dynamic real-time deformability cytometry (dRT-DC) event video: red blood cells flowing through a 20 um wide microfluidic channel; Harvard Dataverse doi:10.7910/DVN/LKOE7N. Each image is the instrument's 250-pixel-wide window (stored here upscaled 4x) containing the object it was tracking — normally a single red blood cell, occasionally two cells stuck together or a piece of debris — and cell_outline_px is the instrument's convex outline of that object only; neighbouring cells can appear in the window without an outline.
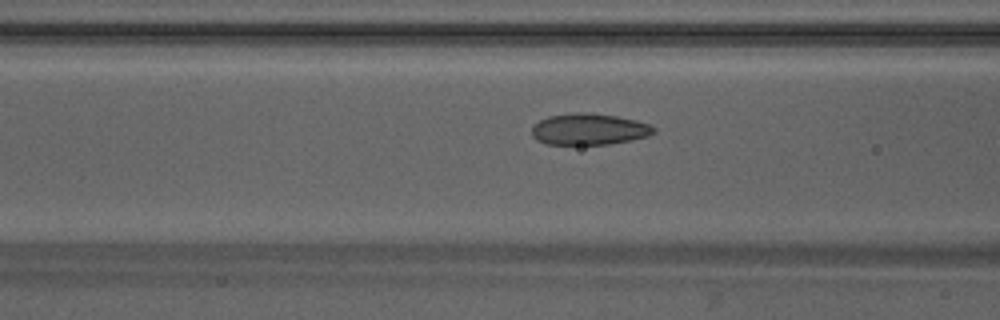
{"species": "Egyptian fruit bat (a non-hibernating species)", "species_latin": "Rousettus aegyptiacus", "temperature_condition": "warm", "stored_images_in_passage": 49, "camera_frame_rate_fps": 3000, "um_per_image_px": 0.085, "animal": {"sex": "male"}, "frame": {"image": 1, "passage_image": 20, "time_ms": 6.333, "image_size_px": [1000, 320], "cell_outline_px": [[656, 132], [648, 136], [608, 144], [544, 144], [536, 140], [532, 136], [532, 128], [540, 120], [548, 116], [576, 112], [580, 112], [616, 116], [636, 120], [648, 124], [656, 128]], "centroid_in_image_um": [50.05, 10.98], "position_along_channel_um": 116.5, "area_um2": 22.14}}
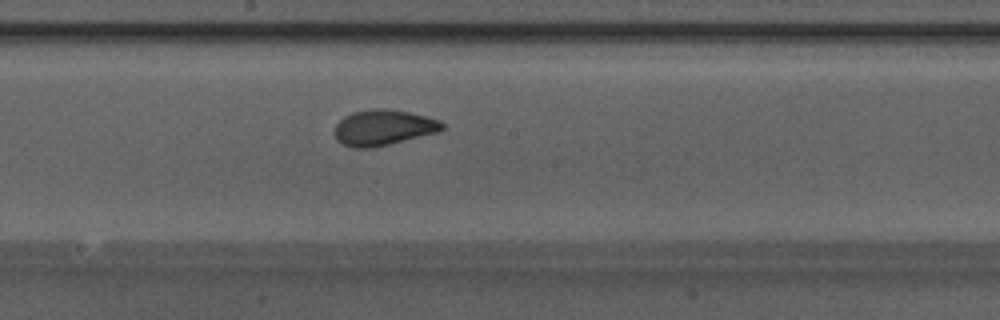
{"frame": {"image": 2, "passage_image": 27, "time_ms": 8.667, "image_size_px": [1000, 320], "cell_outline_px": [[444, 128], [440, 132], [388, 144], [368, 148], [352, 148], [336, 140], [336, 124], [344, 116], [352, 112], [376, 108], [384, 108], [408, 112], [440, 120], [444, 124]], "centroid_in_image_um": [32.6, 10.84], "position_along_channel_um": 215.6, "area_um2": 22.2}}
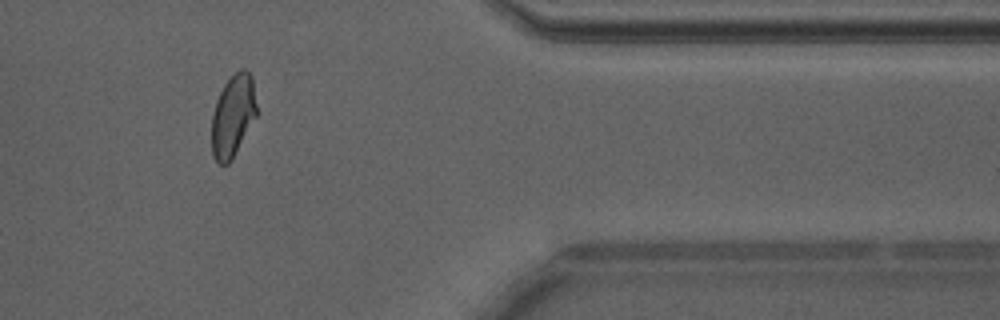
{"frame": {"image": 3, "passage_image": 41, "time_ms": 13.333, "image_size_px": [1000, 320], "cell_outline_px": [[256, 116], [232, 160], [228, 164], [220, 164], [212, 156], [212, 112], [216, 100], [224, 84], [240, 68], [244, 68], [252, 76], [256, 104]], "centroid_in_image_um": [19.79, 9.85], "position_along_channel_um": 391.6, "area_um2": 21.44}, "authors_computed_cell_mechanics": {"area_um2": 22.1952, "velocity_mm_per_s": 4.2476, "shape_relaxation_time_tau1_ms": 3.6258, "shape_relaxation_time_tau2_ms": 0.6658, "deformation_change_tau1": 0.1443, "deformation_change_tau2": 0.0496}}